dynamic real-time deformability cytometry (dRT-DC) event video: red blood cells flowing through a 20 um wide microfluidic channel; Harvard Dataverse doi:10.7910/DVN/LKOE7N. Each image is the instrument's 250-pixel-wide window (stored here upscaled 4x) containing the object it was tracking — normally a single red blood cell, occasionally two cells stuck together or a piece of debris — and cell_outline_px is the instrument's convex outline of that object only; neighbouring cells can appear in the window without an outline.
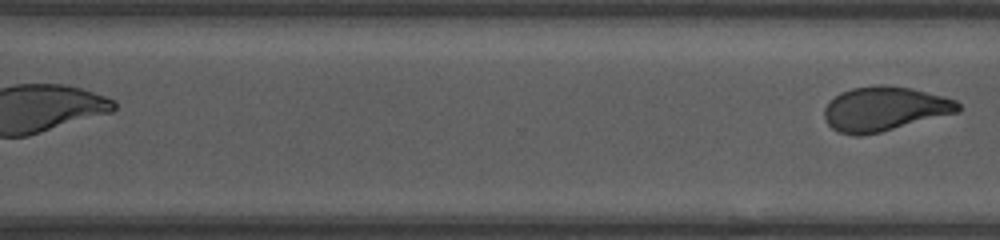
{"species": "human", "species_latin": "Homo sapiens", "temperature_condition": "room temperature", "stored_images_in_passage": 17, "segment_of_instrument_passage": [2, 2], "camera_frame_rate_fps": 3000, "um_per_image_px": 0.085, "donor": {"sex": "female"}, "frame": {"image": 1, "passage_image": 17, "time_ms": 8.333, "image_size_px": [1000, 240], "cell_outline_px": [[960, 108], [956, 112], [880, 132], [860, 136], [856, 136], [840, 132], [832, 128], [824, 120], [824, 108], [840, 92], [852, 88], [880, 84], [912, 88], [944, 96], [956, 100], [960, 104]], "centroid_in_image_um": [75.15, 9.24], "position_along_channel_um": 295.4, "area_um2": 34.28}}